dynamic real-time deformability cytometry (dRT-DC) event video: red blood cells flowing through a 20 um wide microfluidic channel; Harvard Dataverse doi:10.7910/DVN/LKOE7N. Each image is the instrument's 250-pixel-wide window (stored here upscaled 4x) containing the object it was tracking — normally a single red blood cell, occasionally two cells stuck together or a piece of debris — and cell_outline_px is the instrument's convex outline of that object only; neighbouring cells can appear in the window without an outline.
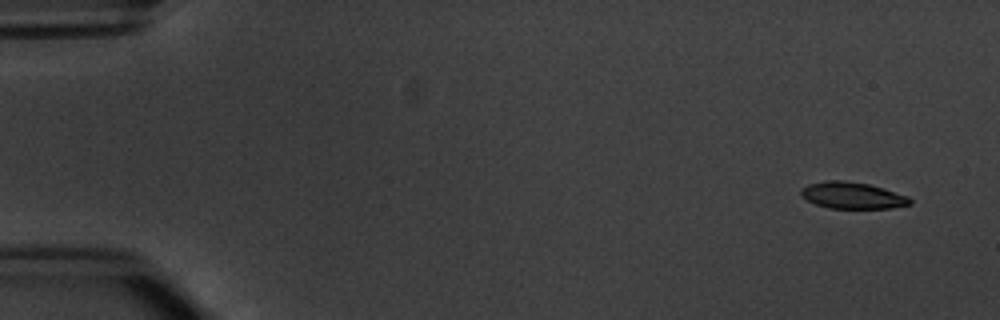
{"species": "common noctule bat (a hibernating species)", "species_latin": "Nyctalus noctula", "temperature_condition": "warm", "stored_images_in_passage": 6, "camera_frame_rate_fps": 3000, "um_per_image_px": 0.085, "animal": {"sex": "male", "body_mass_g": 20.1, "forearm_length_mm": 53.5}, "frame": {"image": 1, "passage_image": 1, "time_ms": 0.0, "image_size_px": [1000, 320], "cell_outline_px": [[912, 204], [892, 208], [828, 208], [816, 204], [800, 196], [800, 188], [808, 184], [824, 180], [844, 180], [868, 184], [884, 188], [908, 196], [912, 200]], "centroid_in_image_um": [72.44, 16.6], "position_along_channel_um": 12.6, "area_um2": 17.05}}
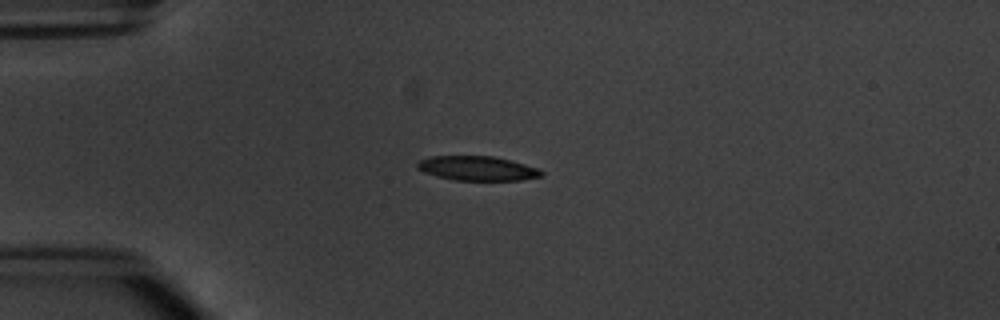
{"frame": {"image": 2, "passage_image": 4, "time_ms": 3.667, "image_size_px": [1000, 320], "cell_outline_px": [[544, 176], [520, 180], [456, 180], [436, 176], [424, 172], [416, 168], [416, 164], [420, 160], [428, 156], [492, 156], [540, 168], [544, 172]], "centroid_in_image_um": [40.58, 14.31], "position_along_channel_um": 44.4, "area_um2": 17.69}}